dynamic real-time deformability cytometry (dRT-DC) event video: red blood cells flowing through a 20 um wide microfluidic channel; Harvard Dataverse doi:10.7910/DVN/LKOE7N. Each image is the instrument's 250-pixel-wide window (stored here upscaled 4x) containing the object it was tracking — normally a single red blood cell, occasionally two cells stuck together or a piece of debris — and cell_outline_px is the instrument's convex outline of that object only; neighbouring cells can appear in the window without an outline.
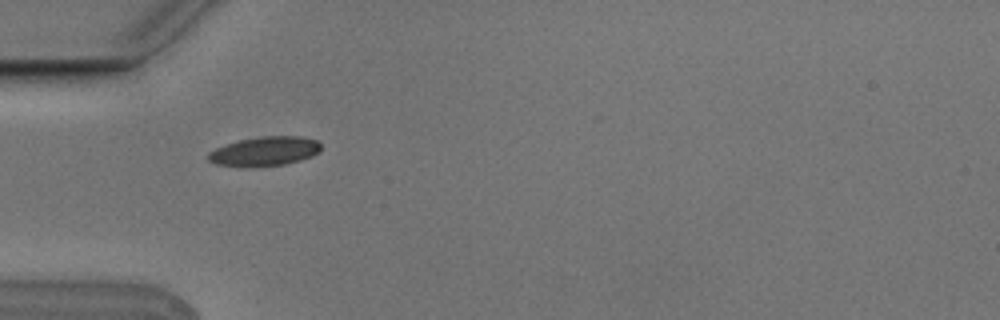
{"species": "Egyptian fruit bat (a non-hibernating species)", "species_latin": "Rousettus aegyptiacus", "temperature_condition": "cold", "stored_images_in_passage": 7, "camera_frame_rate_fps": 3000, "um_per_image_px": 0.085, "animal": {"sex": "male"}, "frame": {"image": 1, "passage_image": 6, "time_ms": 1.667, "image_size_px": [1000, 320], "cell_outline_px": [[320, 152], [312, 156], [300, 160], [284, 164], [216, 164], [208, 160], [208, 152], [216, 148], [240, 140], [264, 136], [300, 136], [316, 140], [320, 144]], "centroid_in_image_um": [22.57, 12.81], "position_along_channel_um": 62.4, "area_um2": 18.26}}